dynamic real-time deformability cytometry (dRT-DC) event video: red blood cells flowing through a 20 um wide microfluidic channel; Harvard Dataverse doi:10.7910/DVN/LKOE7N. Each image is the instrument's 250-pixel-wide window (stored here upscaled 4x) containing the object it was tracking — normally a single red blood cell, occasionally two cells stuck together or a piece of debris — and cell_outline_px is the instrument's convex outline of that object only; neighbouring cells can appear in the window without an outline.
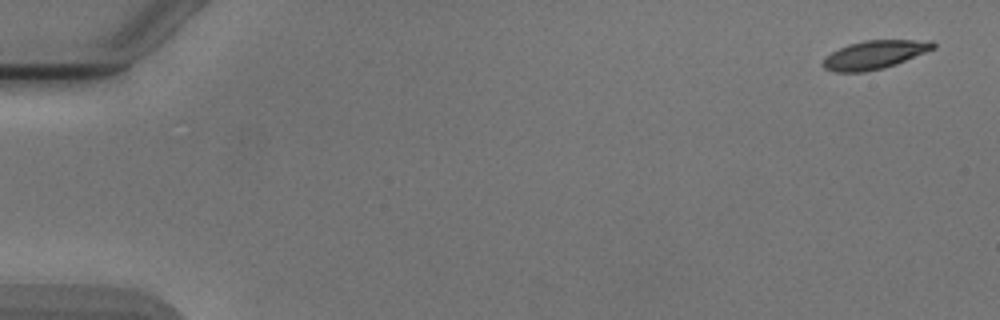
{"species": "Egyptian fruit bat (a non-hibernating species)", "species_latin": "Rousettus aegyptiacus", "temperature_condition": "cold", "stored_images_in_passage": 4, "camera_frame_rate_fps": 3000, "um_per_image_px": 0.085, "animal": {"sex": "male"}, "frame": {"image": 1, "passage_image": 1, "time_ms": 0.0, "image_size_px": [1000, 320], "cell_outline_px": [[936, 48], [896, 64], [884, 68], [864, 72], [836, 72], [824, 68], [820, 64], [832, 52], [848, 44], [864, 40], [932, 40], [936, 44]], "centroid_in_image_um": [74.36, 4.65], "position_along_channel_um": 10.6, "area_um2": 18.26}}
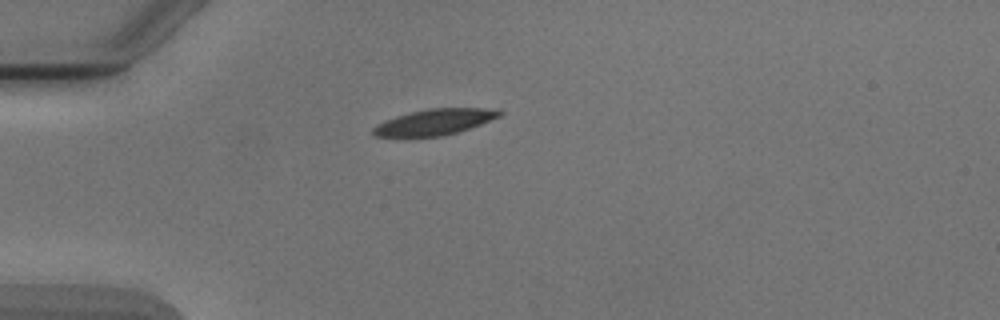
{"frame": {"image": 2, "passage_image": 4, "time_ms": 4.333, "image_size_px": [1000, 320], "cell_outline_px": [[504, 112], [500, 116], [480, 124], [456, 132], [440, 136], [376, 136], [372, 132], [372, 128], [376, 124], [384, 120], [396, 116], [428, 108], [500, 108]], "centroid_in_image_um": [36.97, 10.35], "position_along_channel_um": 48.0, "area_um2": 18.9}}